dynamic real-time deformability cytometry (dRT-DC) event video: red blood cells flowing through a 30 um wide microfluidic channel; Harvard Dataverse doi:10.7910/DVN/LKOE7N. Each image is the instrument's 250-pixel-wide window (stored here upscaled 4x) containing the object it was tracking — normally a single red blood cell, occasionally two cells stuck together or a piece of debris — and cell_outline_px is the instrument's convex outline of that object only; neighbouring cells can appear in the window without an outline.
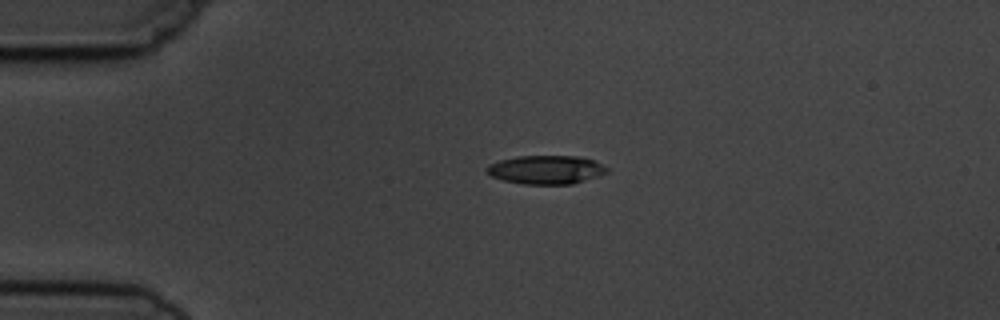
{"species": "common noctule bat (a hibernating species)", "species_latin": "Nyctalus noctula", "temperature_condition": "cold", "stored_images_in_passage": 2, "camera_frame_rate_fps": 3000, "um_per_image_px": 0.085, "animal": {"sex": "male", "body_mass_g": 19.5, "forearm_length_mm": 54.6}, "frame": {"image": 1, "passage_image": 1, "time_ms": 0.0, "image_size_px": [1000, 320], "cell_outline_px": [[608, 172], [572, 184], [524, 184], [504, 180], [492, 176], [484, 168], [488, 164], [500, 160], [516, 156], [580, 156], [592, 160], [608, 168]], "centroid_in_image_um": [46.38, 14.42], "position_along_channel_um": 38.6, "area_um2": 19.88}}